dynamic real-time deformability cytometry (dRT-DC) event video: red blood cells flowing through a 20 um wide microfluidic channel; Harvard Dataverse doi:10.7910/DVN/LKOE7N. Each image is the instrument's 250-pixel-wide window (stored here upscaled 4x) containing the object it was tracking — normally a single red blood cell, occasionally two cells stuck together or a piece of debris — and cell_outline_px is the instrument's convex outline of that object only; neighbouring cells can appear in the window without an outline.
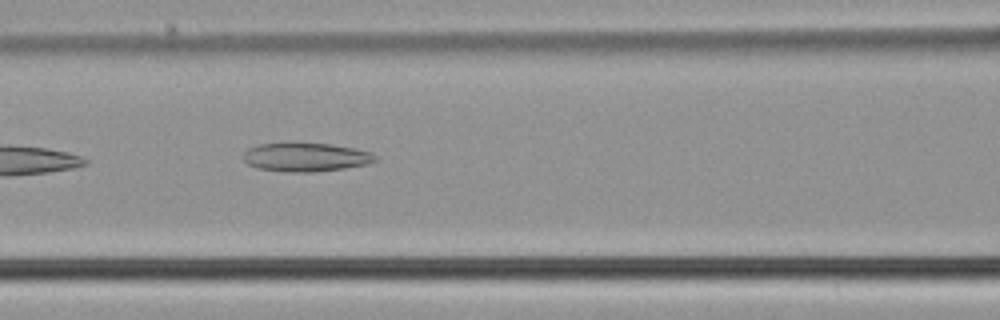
{"species": "common noctule bat (a hibernating species)", "species_latin": "Nyctalus noctula", "temperature_condition": "cold", "stored_images_in_passage": 39, "camera_frame_rate_fps": 3000, "um_per_image_px": 0.085, "animal": {"sex": "male", "body_mass_g": 21.5, "forearm_length_mm": 52.0}, "frame": {"image": 1, "passage_image": 8, "time_ms": 2.333, "image_size_px": [1000, 320], "cell_outline_px": [[376, 160], [368, 164], [344, 168], [312, 172], [292, 172], [256, 168], [248, 164], [244, 160], [244, 152], [248, 148], [260, 144], [284, 140], [292, 140], [332, 144], [372, 152], [376, 156]], "centroid_in_image_um": [25.95, 13.31], "position_along_channel_um": 140.7, "area_um2": 22.83}}
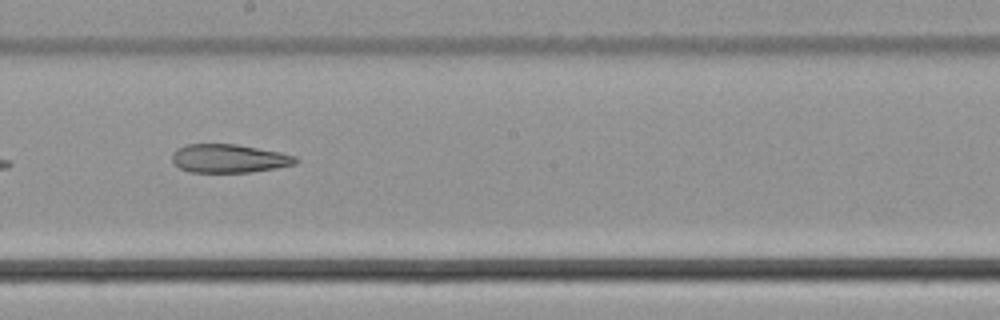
{"frame": {"image": 2, "passage_image": 15, "time_ms": 4.667, "image_size_px": [1000, 320], "cell_outline_px": [[300, 160], [296, 164], [276, 168], [252, 172], [188, 172], [180, 168], [172, 160], [172, 152], [176, 148], [188, 144], [236, 144], [280, 152], [296, 156]], "centroid_in_image_um": [19.48, 13.47], "position_along_channel_um": 228.7, "area_um2": 20.63}}
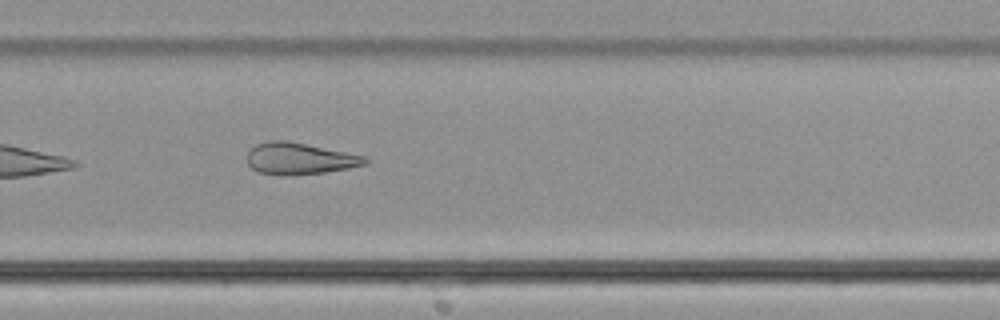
{"frame": {"image": 3, "passage_image": 21, "time_ms": 6.667, "image_size_px": [1000, 320], "cell_outline_px": [[368, 164], [348, 168], [324, 172], [260, 172], [252, 168], [248, 164], [248, 152], [256, 144], [268, 140], [288, 140], [368, 156]], "centroid_in_image_um": [25.54, 13.41], "position_along_channel_um": 304.3, "area_um2": 20.98}, "authors_computed_cell_mechanics": {"area_um2": 23.409, "velocity_mm_per_s": 3.7777, "shape_relaxation_time_tau1_ms": null, "shape_relaxation_time_tau2_ms": 7.9281, "deformation_change_tau1": null, "deformation_change_tau2": 0.1928}}